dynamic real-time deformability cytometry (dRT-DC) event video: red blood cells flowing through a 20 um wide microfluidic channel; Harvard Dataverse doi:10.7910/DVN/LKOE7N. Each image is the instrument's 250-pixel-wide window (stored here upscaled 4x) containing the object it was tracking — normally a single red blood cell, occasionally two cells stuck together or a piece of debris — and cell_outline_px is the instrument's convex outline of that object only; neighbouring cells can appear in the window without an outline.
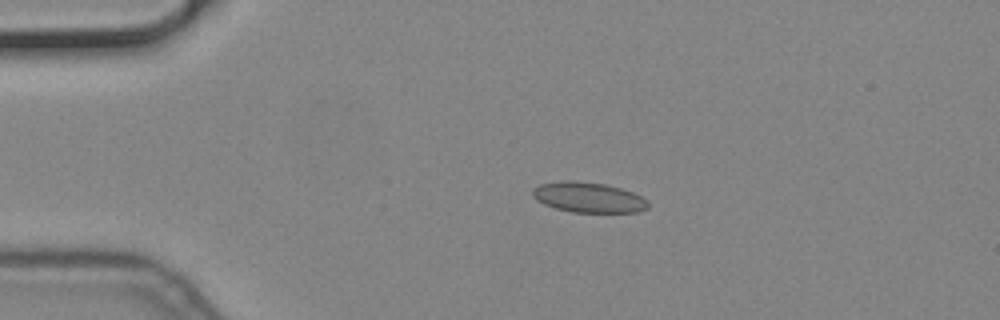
{"species": "common noctule bat (a hibernating species)", "species_latin": "Nyctalus noctula", "temperature_condition": "cold", "stored_images_in_passage": 6, "camera_frame_rate_fps": 3000, "um_per_image_px": 0.085, "animal": {"sex": "male", "body_mass_g": 19.2, "forearm_length_mm": 51.8}, "frame": {"image": 1, "passage_image": 2, "time_ms": 0.333, "image_size_px": [1000, 320], "cell_outline_px": [[648, 208], [640, 212], [572, 212], [556, 208], [544, 204], [536, 200], [532, 196], [532, 188], [540, 184], [564, 180], [572, 180], [604, 184], [620, 188], [632, 192], [648, 200]], "centroid_in_image_um": [50.0, 16.77], "position_along_channel_um": 35.0, "area_um2": 20.4}}
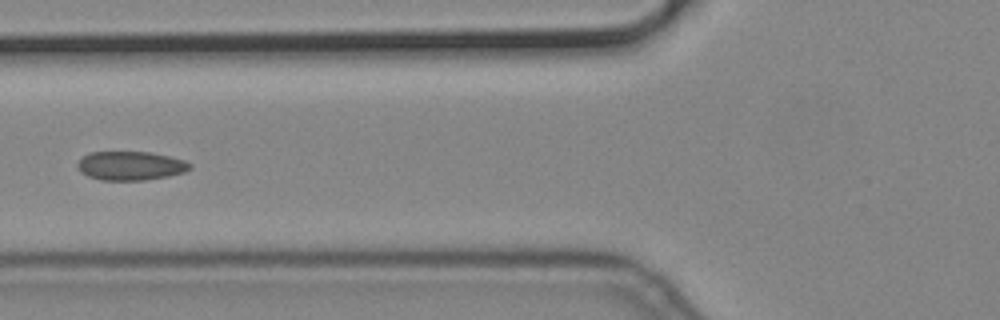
{"frame": {"image": 2, "passage_image": 4, "time_ms": 1.0, "image_size_px": [1000, 320], "cell_outline_px": [[192, 168], [184, 172], [168, 176], [144, 180], [100, 180], [88, 176], [80, 172], [76, 164], [84, 156], [92, 152], [152, 152], [184, 160], [192, 164]], "centroid_in_image_um": [11.11, 14.09], "position_along_channel_um": 114.7, "area_um2": 18.9}}
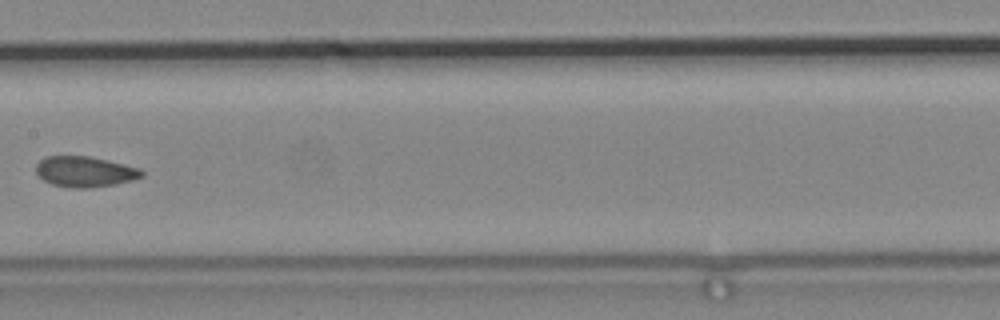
{"frame": {"image": 3, "passage_image": 6, "time_ms": 1.667, "image_size_px": [1000, 320], "cell_outline_px": [[144, 176], [132, 180], [116, 184], [92, 188], [72, 188], [52, 184], [44, 180], [36, 172], [36, 164], [44, 156], [88, 156], [124, 164], [140, 168], [144, 172]], "centroid_in_image_um": [7.22, 14.59], "position_along_channel_um": 200.2, "area_um2": 18.9}}